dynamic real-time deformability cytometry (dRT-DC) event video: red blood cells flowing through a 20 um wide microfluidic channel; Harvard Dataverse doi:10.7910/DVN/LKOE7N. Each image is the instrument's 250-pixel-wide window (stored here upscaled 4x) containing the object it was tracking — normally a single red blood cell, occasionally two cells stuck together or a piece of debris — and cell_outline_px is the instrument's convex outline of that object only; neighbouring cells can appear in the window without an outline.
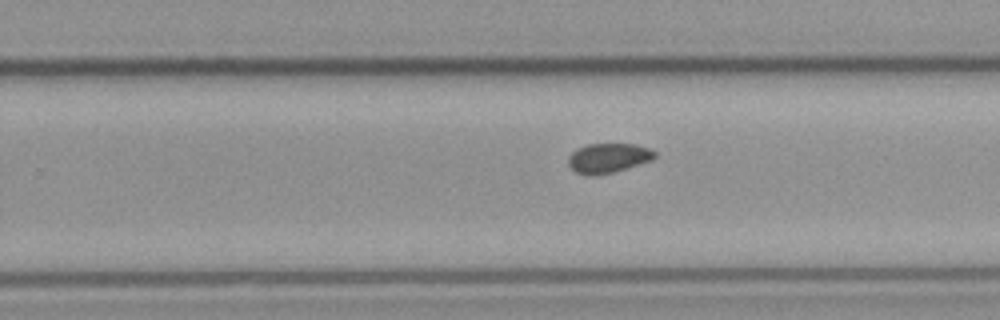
{"species": "common noctule bat (a hibernating species)", "species_latin": "Nyctalus noctula", "temperature_condition": "cold", "stored_images_in_passage": 10, "camera_frame_rate_fps": 3000, "um_per_image_px": 0.085, "animal": {"sex": "male", "body_mass_g": 23.1, "forearm_length_mm": 52.7}, "frame": {"image": 1, "passage_image": 10, "time_ms": 11.0, "image_size_px": [1000, 320], "cell_outline_px": [[656, 156], [652, 160], [612, 172], [596, 176], [588, 176], [576, 172], [568, 164], [568, 156], [576, 148], [588, 144], [636, 144], [648, 148], [656, 152]], "centroid_in_image_um": [51.67, 13.43], "position_along_channel_um": 278.1, "area_um2": 14.91}}